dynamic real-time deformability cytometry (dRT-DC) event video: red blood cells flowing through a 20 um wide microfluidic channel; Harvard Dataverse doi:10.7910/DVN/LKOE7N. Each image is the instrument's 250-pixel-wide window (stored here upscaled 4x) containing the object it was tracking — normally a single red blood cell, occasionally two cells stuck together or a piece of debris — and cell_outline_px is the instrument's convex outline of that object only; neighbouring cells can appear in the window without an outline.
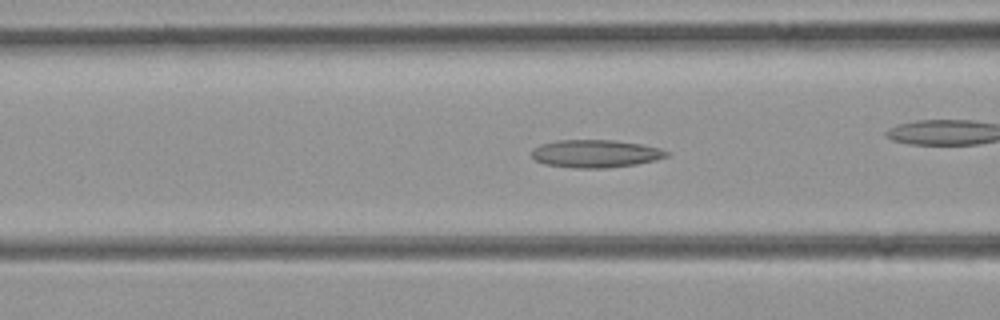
{"species": "common noctule bat (a hibernating species)", "species_latin": "Nyctalus noctula", "temperature_condition": "room temperature", "stored_images_in_passage": 37, "camera_frame_rate_fps": 3000, "um_per_image_px": 0.085, "animal": {"sex": "female", "body_mass_g": 21.9}, "frame": {"image": 1, "passage_image": 6, "time_ms": 1.667, "image_size_px": [1000, 320], "cell_outline_px": [[672, 152], [668, 156], [656, 160], [636, 164], [608, 168], [576, 168], [544, 164], [536, 160], [532, 156], [532, 148], [540, 144], [556, 140], [612, 140], [640, 144], [660, 148]], "centroid_in_image_um": [50.63, 13.06], "position_along_channel_um": 116.0, "area_um2": 21.96}}